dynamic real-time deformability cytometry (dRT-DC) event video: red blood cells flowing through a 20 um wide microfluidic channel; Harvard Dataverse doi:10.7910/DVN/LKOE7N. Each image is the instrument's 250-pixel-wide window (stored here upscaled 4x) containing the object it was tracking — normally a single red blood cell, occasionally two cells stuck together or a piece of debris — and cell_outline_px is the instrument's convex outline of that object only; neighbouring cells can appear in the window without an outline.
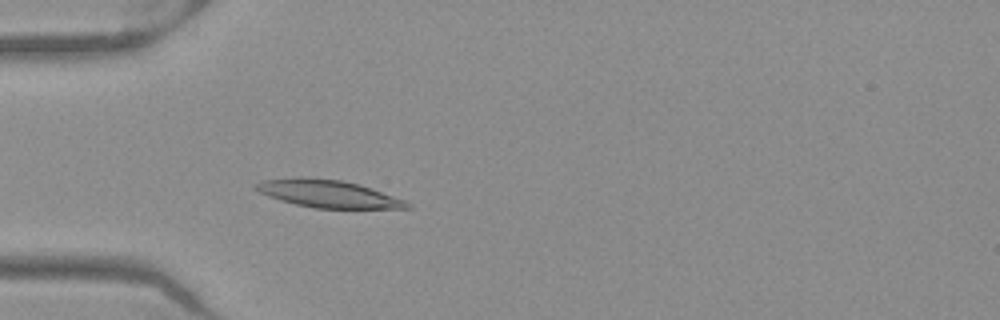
{"species": "Egyptian fruit bat (a non-hibernating species)", "species_latin": "Rousettus aegyptiacus", "temperature_condition": "warm", "stored_images_in_passage": 46, "camera_frame_rate_fps": 3000, "um_per_image_px": 0.085, "frame": {"image": 1, "passage_image": 10, "time_ms": 3.0, "image_size_px": [1000, 320], "cell_outline_px": [[412, 208], [316, 208], [296, 204], [280, 200], [268, 196], [252, 188], [252, 184], [264, 180], [300, 176], [304, 176], [340, 180], [360, 184], [404, 200], [412, 204]], "centroid_in_image_um": [27.84, 16.45], "position_along_channel_um": 57.2, "area_um2": 24.28}}
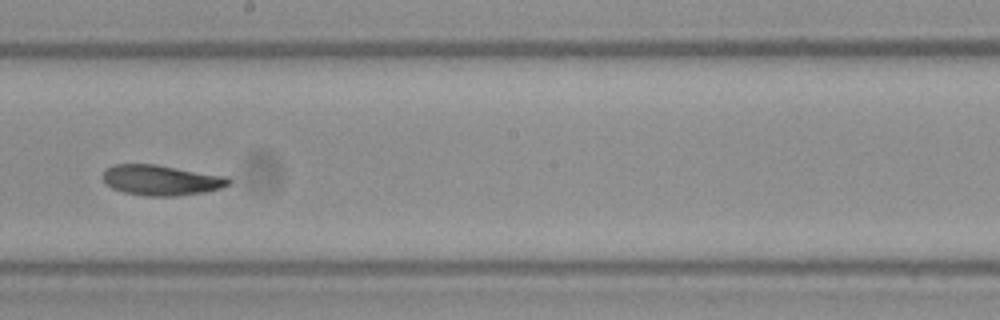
{"frame": {"image": 2, "passage_image": 24, "time_ms": 7.667, "image_size_px": [1000, 320], "cell_outline_px": [[232, 184], [220, 188], [204, 192], [176, 196], [144, 196], [124, 192], [112, 188], [104, 184], [104, 168], [112, 164], [156, 164], [228, 176], [232, 180]], "centroid_in_image_um": [13.71, 15.3], "position_along_channel_um": 234.5, "area_um2": 22.6}}
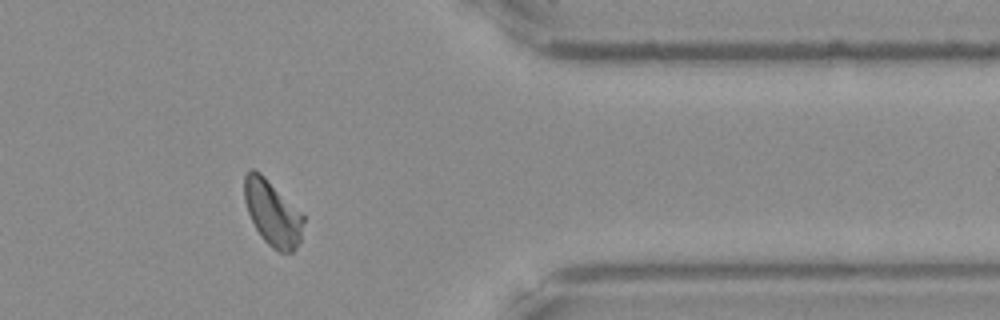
{"frame": {"image": 3, "passage_image": 37, "time_ms": 12.0, "image_size_px": [1000, 320], "cell_outline_px": [[304, 220], [300, 244], [292, 252], [280, 252], [272, 248], [260, 236], [248, 212], [244, 200], [244, 176], [248, 168], [252, 168], [260, 172], [304, 216]], "centroid_in_image_um": [23.15, 18.11], "position_along_channel_um": 388.3, "area_um2": 22.37}, "authors_computed_cell_mechanics": {"area_um2": 22.3686, "velocity_mm_per_s": 3.9347, "shape_relaxation_time_tau1_ms": 6.839, "shape_relaxation_time_tau2_ms": 3.483, "deformation_change_tau1": 0.1481, "deformation_change_tau2": 0.0828}}